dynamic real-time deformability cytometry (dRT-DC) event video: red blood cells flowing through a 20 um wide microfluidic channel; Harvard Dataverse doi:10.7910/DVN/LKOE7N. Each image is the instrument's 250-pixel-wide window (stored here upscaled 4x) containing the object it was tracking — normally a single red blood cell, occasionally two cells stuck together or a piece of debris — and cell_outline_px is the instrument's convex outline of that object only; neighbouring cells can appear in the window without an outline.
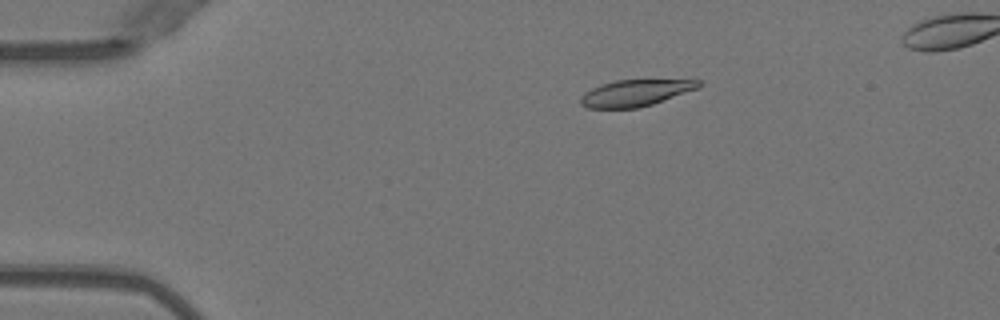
{"species": "Egyptian fruit bat (a non-hibernating species)", "species_latin": "Rousettus aegyptiacus", "temperature_condition": "warm", "stored_images_in_passage": 50, "camera_frame_rate_fps": 3000, "um_per_image_px": 0.085, "animal": {"sex": "female"}, "frame": {"image": 1, "passage_image": 10, "time_ms": 3.0, "image_size_px": [1000, 320], "cell_outline_px": [[704, 84], [700, 88], [652, 104], [636, 108], [588, 108], [580, 104], [580, 96], [584, 92], [600, 84], [616, 80], [700, 80]], "centroid_in_image_um": [54.02, 7.9], "position_along_channel_um": 31.0, "area_um2": 18.32}}
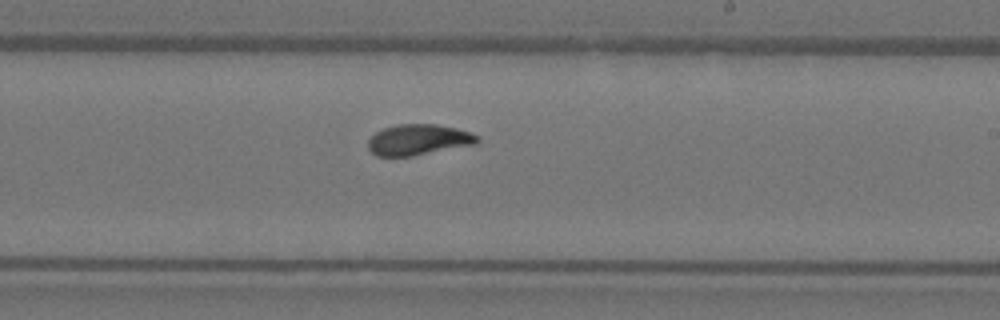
{"frame": {"image": 2, "passage_image": 31, "time_ms": 10.0, "image_size_px": [1000, 320], "cell_outline_px": [[480, 140], [476, 144], [412, 156], [376, 156], [368, 148], [368, 140], [376, 132], [384, 128], [396, 124], [436, 124], [456, 128], [480, 136]], "centroid_in_image_um": [35.57, 11.87], "position_along_channel_um": 253.4, "area_um2": 19.59}}
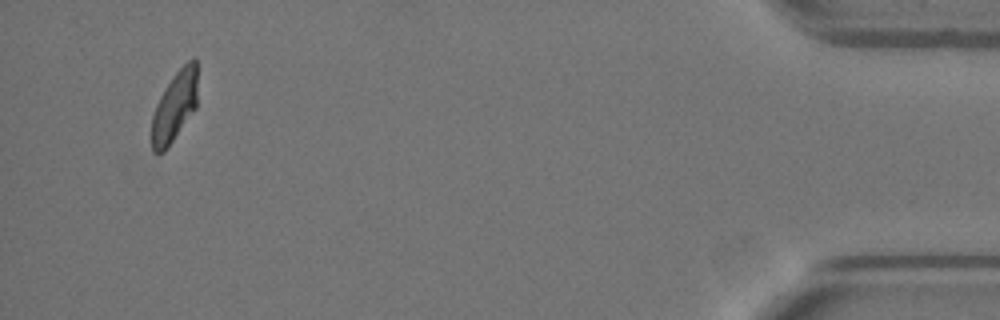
{"frame": {"image": 3, "passage_image": 49, "time_ms": 16.0, "image_size_px": [1000, 320], "cell_outline_px": [[196, 108], [168, 148], [164, 152], [152, 152], [152, 116], [156, 104], [160, 96], [172, 76], [192, 56], [196, 56]], "centroid_in_image_um": [14.84, 9.05], "position_along_channel_um": 420.4, "area_um2": 18.73}}